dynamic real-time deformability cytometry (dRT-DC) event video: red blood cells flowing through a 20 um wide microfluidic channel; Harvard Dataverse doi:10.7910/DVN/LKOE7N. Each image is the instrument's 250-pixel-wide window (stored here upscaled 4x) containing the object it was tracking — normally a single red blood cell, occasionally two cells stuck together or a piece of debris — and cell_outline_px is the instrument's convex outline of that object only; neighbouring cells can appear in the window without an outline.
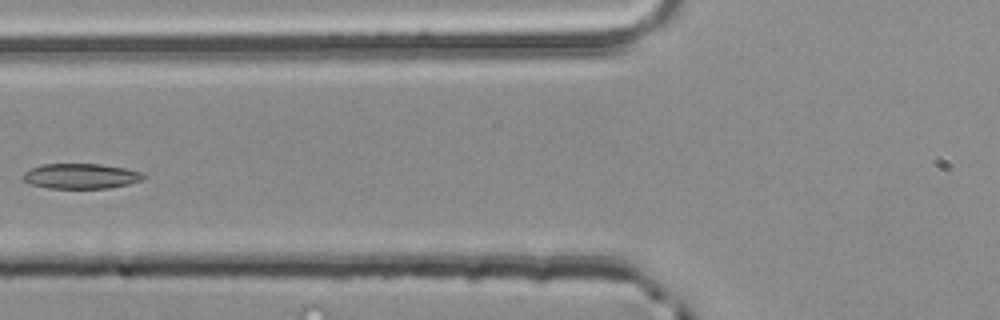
{"species": "common noctule bat (a hibernating species)", "species_latin": "Nyctalus noctula", "temperature_condition": "room temperature", "stored_images_in_passage": 4, "camera_frame_rate_fps": 3000, "um_per_image_px": 0.085, "animal": {"sex": "male", "body_mass_g": 20.4}, "frame": {"image": 1, "passage_image": 4, "time_ms": 1.0, "image_size_px": [1000, 320], "cell_outline_px": [[144, 176], [140, 180], [128, 184], [108, 188], [48, 188], [28, 184], [20, 176], [24, 172], [40, 164], [100, 164], [124, 168], [140, 172]], "centroid_in_image_um": [6.79, 14.97], "position_along_channel_um": 119.0, "area_um2": 17.57}}